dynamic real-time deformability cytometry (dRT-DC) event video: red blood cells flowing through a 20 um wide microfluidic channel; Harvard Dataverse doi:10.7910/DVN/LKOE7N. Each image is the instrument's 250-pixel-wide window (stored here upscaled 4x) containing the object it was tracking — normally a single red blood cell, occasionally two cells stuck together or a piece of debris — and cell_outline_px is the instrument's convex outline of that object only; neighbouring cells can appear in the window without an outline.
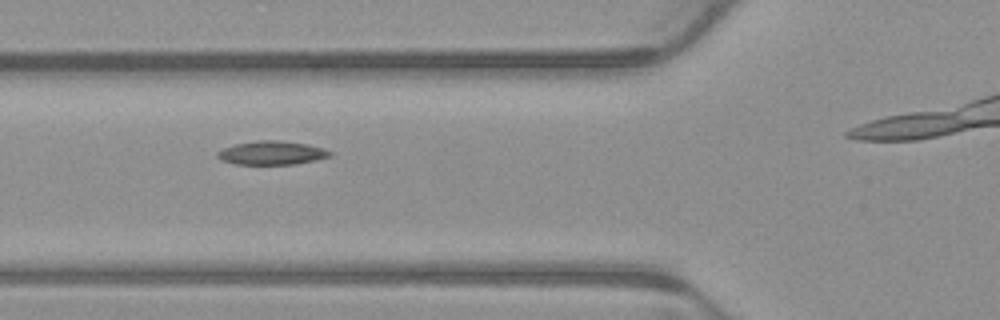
{"species": "common noctule bat (a hibernating species)", "species_latin": "Nyctalus noctula", "temperature_condition": "warm", "stored_images_in_passage": 3, "camera_frame_rate_fps": 3000, "um_per_image_px": 0.085, "animal": {"sex": "male", "body_mass_g": 23.1, "forearm_length_mm": 52.7}, "frame": {"image": 1, "passage_image": 2, "time_ms": 0.333, "image_size_px": [1000, 320], "cell_outline_px": [[332, 156], [316, 160], [296, 164], [232, 164], [216, 156], [216, 152], [224, 148], [236, 144], [256, 140], [280, 140], [308, 144], [324, 148], [332, 152]], "centroid_in_image_um": [23.13, 12.99], "position_along_channel_um": 102.7, "area_um2": 15.61}}